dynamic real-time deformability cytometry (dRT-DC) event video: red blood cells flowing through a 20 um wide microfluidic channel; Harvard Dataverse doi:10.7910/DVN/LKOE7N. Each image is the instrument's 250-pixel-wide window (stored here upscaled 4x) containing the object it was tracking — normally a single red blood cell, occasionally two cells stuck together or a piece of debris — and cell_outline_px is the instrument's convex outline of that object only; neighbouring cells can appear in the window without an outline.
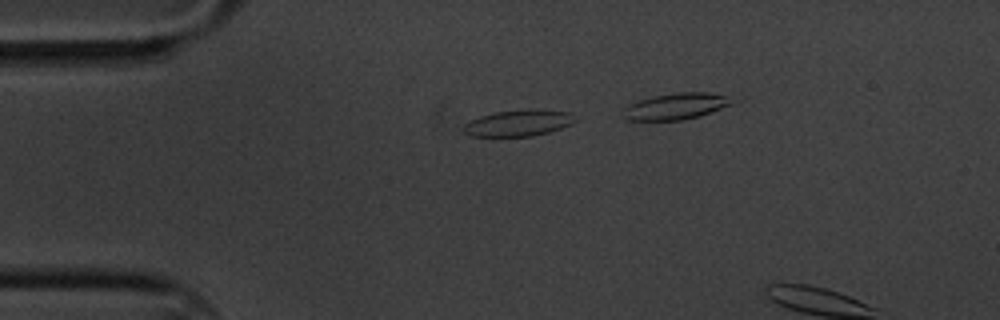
{"species": "common noctule bat (a hibernating species)", "species_latin": "Nyctalus noctula", "temperature_condition": "cold", "stored_images_in_passage": 4, "camera_frame_rate_fps": 3000, "um_per_image_px": 0.085, "animal": {"sex": "male", "body_mass_g": 20.1, "forearm_length_mm": 53.5}, "frame": {"image": 1, "passage_image": 1, "time_ms": 0.0, "image_size_px": [1000, 320], "cell_outline_px": [[576, 120], [572, 124], [548, 132], [532, 136], [472, 136], [464, 132], [464, 124], [468, 120], [492, 112], [528, 108], [532, 108], [568, 112], [576, 116]], "centroid_in_image_um": [44.06, 10.43], "position_along_channel_um": 40.9, "area_um2": 17.34}}